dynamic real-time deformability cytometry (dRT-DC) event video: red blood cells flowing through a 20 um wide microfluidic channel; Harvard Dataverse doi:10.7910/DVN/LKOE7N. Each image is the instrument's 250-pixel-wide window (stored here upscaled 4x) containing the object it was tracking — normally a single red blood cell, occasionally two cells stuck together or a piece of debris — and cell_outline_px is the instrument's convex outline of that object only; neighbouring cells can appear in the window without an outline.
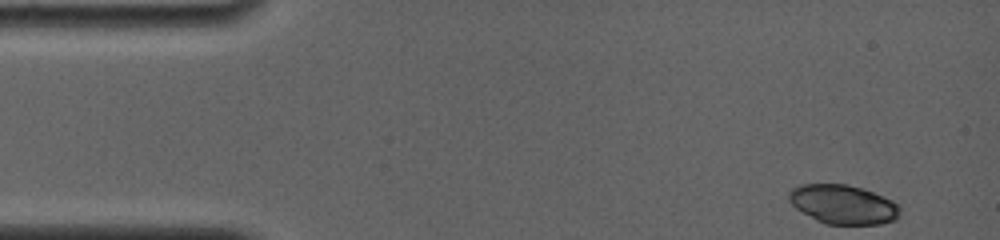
{"species": "common noctule bat (a hibernating species)", "species_latin": "Nyctalus noctula", "temperature_condition": "room temperature", "stored_images_in_passage": 12, "camera_frame_rate_fps": 4000, "um_per_image_px": 0.085, "animal": {"sex": "female", "body_mass_g": 19.0, "forearm_length_mm": 56.7}, "frame": {"image": 1, "passage_image": 1, "time_ms": 0.0, "image_size_px": [1000, 240], "cell_outline_px": [[900, 216], [896, 220], [880, 224], [824, 224], [816, 220], [796, 208], [788, 200], [788, 192], [792, 188], [800, 184], [848, 184], [864, 188], [892, 200], [900, 208]], "centroid_in_image_um": [71.67, 17.37], "position_along_channel_um": 13.3, "area_um2": 25.55}}